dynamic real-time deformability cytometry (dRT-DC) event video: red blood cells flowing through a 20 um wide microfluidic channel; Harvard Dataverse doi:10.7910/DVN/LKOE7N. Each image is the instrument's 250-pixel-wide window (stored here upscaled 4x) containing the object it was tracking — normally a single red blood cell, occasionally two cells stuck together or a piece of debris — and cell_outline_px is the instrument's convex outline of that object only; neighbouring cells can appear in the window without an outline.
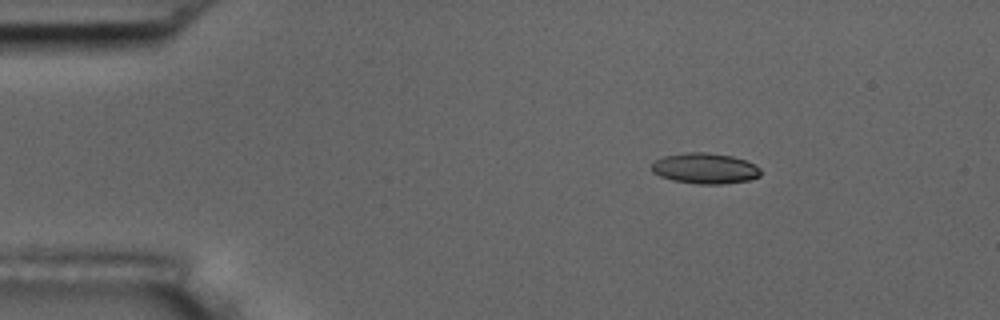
{"species": "common noctule bat (a hibernating species)", "species_latin": "Nyctalus noctula", "temperature_condition": "room temperature", "stored_images_in_passage": 5, "camera_frame_rate_fps": 3000, "um_per_image_px": 0.085, "animal": {"sex": "male", "body_mass_g": 17.5, "forearm_length_mm": 52.3}, "frame": {"image": 1, "passage_image": 2, "time_ms": 1.0, "image_size_px": [1000, 320], "cell_outline_px": [[760, 176], [748, 180], [724, 184], [696, 184], [672, 180], [660, 176], [652, 172], [652, 164], [656, 160], [664, 156], [688, 152], [708, 152], [732, 156], [756, 164], [760, 168]], "centroid_in_image_um": [59.93, 14.31], "position_along_channel_um": 25.1, "area_um2": 19.54}}
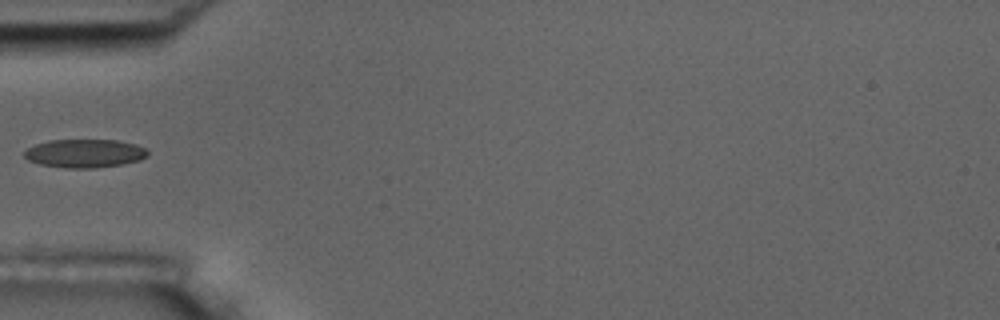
{"frame": {"image": 2, "passage_image": 5, "time_ms": 4.333, "image_size_px": [1000, 320], "cell_outline_px": [[148, 156], [140, 160], [120, 164], [96, 168], [64, 168], [40, 164], [28, 160], [24, 156], [24, 152], [28, 148], [36, 144], [48, 140], [116, 140], [136, 144], [144, 148], [148, 152]], "centroid_in_image_um": [7.19, 13.04], "position_along_channel_um": 77.8, "area_um2": 20.4}}